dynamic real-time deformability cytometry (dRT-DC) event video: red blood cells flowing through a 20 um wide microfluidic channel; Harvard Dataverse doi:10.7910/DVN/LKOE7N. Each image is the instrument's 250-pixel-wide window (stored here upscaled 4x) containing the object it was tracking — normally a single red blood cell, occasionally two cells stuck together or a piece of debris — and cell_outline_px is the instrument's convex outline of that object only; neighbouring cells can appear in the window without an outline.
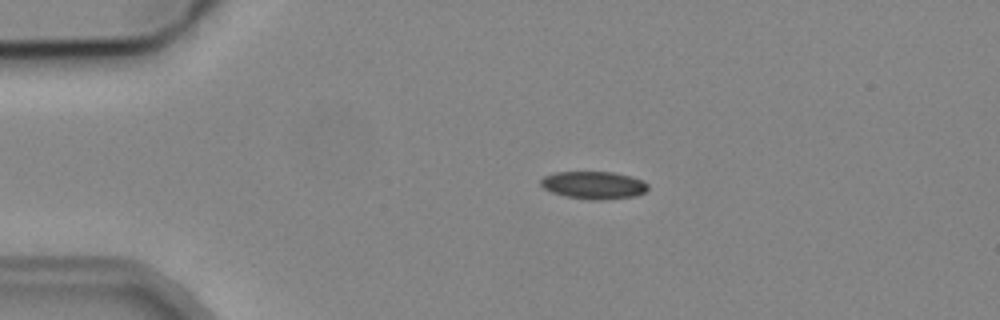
{"species": "common noctule bat (a hibernating species)", "species_latin": "Nyctalus noctula", "temperature_condition": "cold", "stored_images_in_passage": 2, "camera_frame_rate_fps": 3000, "um_per_image_px": 0.085, "animal": {"sex": "male", "body_mass_g": 19.2, "forearm_length_mm": 51.8}, "frame": {"image": 1, "passage_image": 1, "time_ms": 0.0, "image_size_px": [1000, 320], "cell_outline_px": [[648, 188], [644, 192], [636, 196], [604, 200], [596, 200], [568, 196], [552, 192], [544, 188], [540, 184], [540, 180], [544, 176], [552, 172], [612, 172], [632, 176], [644, 180], [648, 184]], "centroid_in_image_um": [50.49, 15.72], "position_along_channel_um": 34.5, "area_um2": 17.28}}